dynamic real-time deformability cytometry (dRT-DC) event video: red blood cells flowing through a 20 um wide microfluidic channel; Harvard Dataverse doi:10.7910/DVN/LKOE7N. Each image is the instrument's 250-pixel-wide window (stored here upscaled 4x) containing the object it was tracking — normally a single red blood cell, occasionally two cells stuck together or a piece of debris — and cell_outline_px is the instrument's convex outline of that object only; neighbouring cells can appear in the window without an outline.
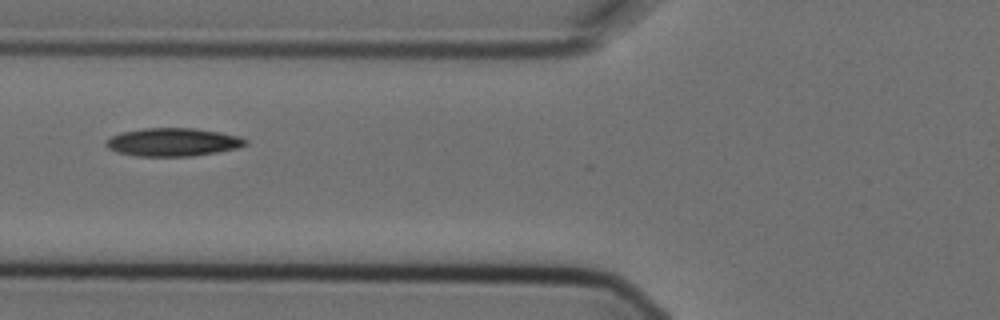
{"species": "Egyptian fruit bat (a non-hibernating species)", "species_latin": "Rousettus aegyptiacus", "temperature_condition": "cold", "stored_images_in_passage": 15, "camera_frame_rate_fps": 3000, "um_per_image_px": 0.085, "animal": {"sex": "female"}, "frame": {"image": 1, "passage_image": 7, "time_ms": 2.0, "image_size_px": [1000, 320], "cell_outline_px": [[248, 144], [240, 148], [192, 156], [136, 156], [116, 152], [108, 148], [104, 144], [104, 140], [120, 132], [144, 128], [192, 128], [220, 132], [240, 136], [248, 140]], "centroid_in_image_um": [14.69, 12.08], "position_along_channel_um": 111.1, "area_um2": 23.12}}
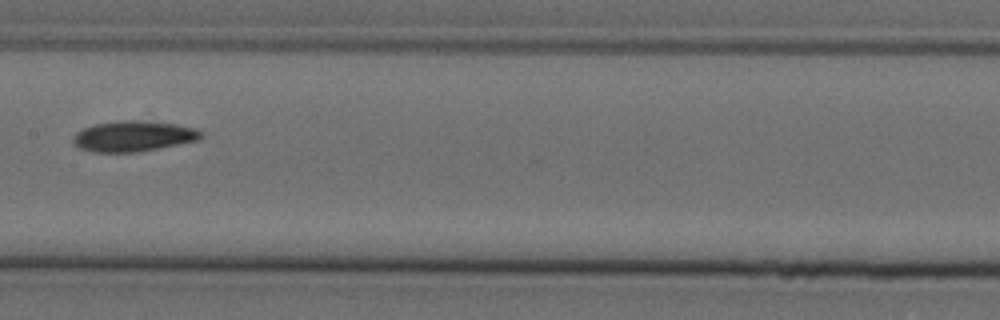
{"frame": {"image": 2, "passage_image": 9, "time_ms": 2.667, "image_size_px": [1000, 320], "cell_outline_px": [[204, 136], [200, 140], [136, 152], [92, 152], [80, 148], [72, 140], [72, 136], [76, 132], [84, 128], [96, 124], [120, 120], [136, 120], [176, 124], [196, 128], [204, 132]], "centroid_in_image_um": [11.37, 11.57], "position_along_channel_um": 196.0, "area_um2": 22.83}}
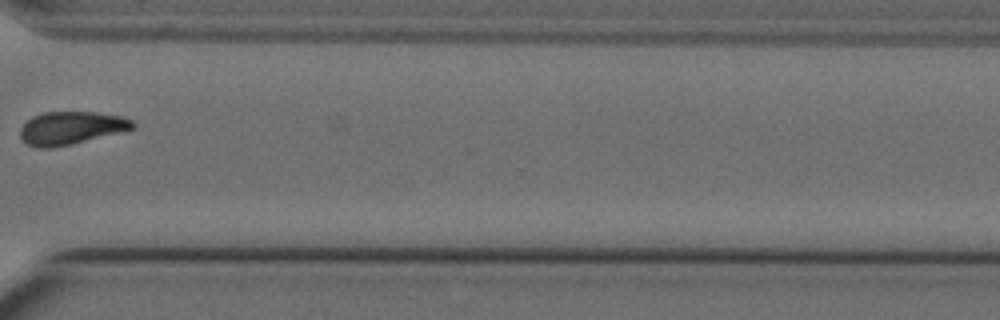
{"frame": {"image": 3, "passage_image": 13, "time_ms": 4.0, "image_size_px": [1000, 320], "cell_outline_px": [[136, 128], [72, 144], [52, 148], [36, 148], [20, 140], [20, 128], [32, 116], [44, 112], [96, 112], [124, 116], [132, 120], [136, 124]], "centroid_in_image_um": [6.04, 10.88], "position_along_channel_um": 364.6, "area_um2": 21.79}}